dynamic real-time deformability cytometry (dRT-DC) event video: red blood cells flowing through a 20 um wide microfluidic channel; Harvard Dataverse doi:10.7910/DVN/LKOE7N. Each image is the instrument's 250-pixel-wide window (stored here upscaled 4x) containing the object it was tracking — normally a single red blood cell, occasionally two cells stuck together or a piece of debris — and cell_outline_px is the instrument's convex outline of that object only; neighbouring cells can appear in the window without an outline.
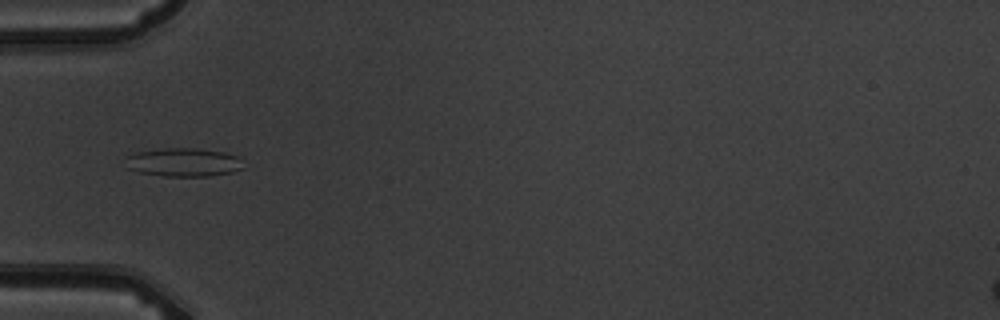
{"species": "common noctule bat (a hibernating species)", "species_latin": "Nyctalus noctula", "temperature_condition": "warm", "stored_images_in_passage": 12, "camera_frame_rate_fps": 3000, "um_per_image_px": 0.085, "animal": {"sex": "male", "body_mass_g": 19.5, "forearm_length_mm": 54.6}, "frame": {"image": 1, "passage_image": 6, "time_ms": 6.0, "image_size_px": [1000, 320], "cell_outline_px": [[244, 168], [232, 172], [212, 176], [164, 176], [140, 172], [128, 168], [124, 156], [136, 152], [164, 148], [196, 148], [224, 152], [236, 156]], "centroid_in_image_um": [15.57, 13.79], "position_along_channel_um": 69.4, "area_um2": 19.54}}
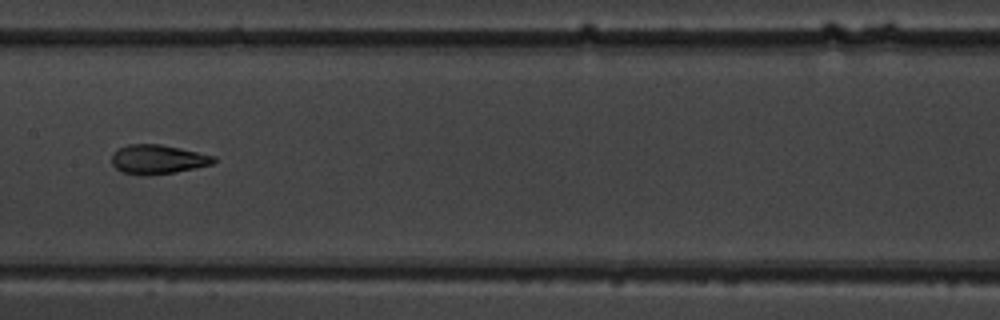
{"frame": {"image": 2, "passage_image": 9, "time_ms": 9.333, "image_size_px": [1000, 320], "cell_outline_px": [[216, 160], [212, 164], [176, 172], [140, 176], [120, 172], [112, 164], [112, 152], [128, 144], [160, 144], [180, 148], [216, 156]], "centroid_in_image_um": [13.39, 13.55], "position_along_channel_um": 194.0, "area_um2": 17.46}}
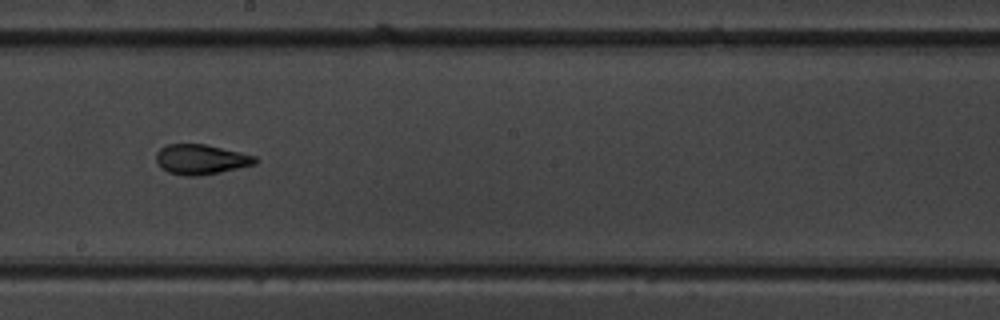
{"frame": {"image": 3, "passage_image": 10, "time_ms": 10.333, "image_size_px": [1000, 320], "cell_outline_px": [[260, 160], [256, 164], [220, 172], [196, 176], [184, 176], [168, 172], [160, 168], [156, 160], [156, 152], [160, 148], [168, 144], [204, 144], [240, 152], [256, 156]], "centroid_in_image_um": [17.08, 13.55], "position_along_channel_um": 231.1, "area_um2": 17.4}}